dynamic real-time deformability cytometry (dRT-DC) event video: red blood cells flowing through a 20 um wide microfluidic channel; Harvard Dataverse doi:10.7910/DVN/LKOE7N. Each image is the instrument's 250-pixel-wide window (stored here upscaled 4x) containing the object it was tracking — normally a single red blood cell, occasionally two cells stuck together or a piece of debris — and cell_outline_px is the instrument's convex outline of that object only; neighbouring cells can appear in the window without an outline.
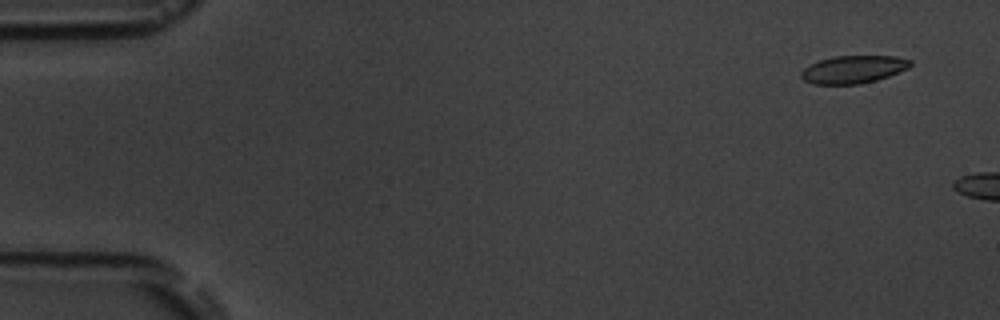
{"species": "common noctule bat (a hibernating species)", "species_latin": "Nyctalus noctula", "temperature_condition": "room temperature", "stored_images_in_passage": 3, "camera_frame_rate_fps": 3000, "um_per_image_px": 0.085, "animal": {"sex": "male", "body_mass_g": 19.5, "forearm_length_mm": 54.6}, "frame": {"image": 1, "passage_image": 1, "time_ms": 0.0, "image_size_px": [1000, 320], "cell_outline_px": [[912, 64], [908, 68], [888, 76], [876, 80], [860, 84], [812, 84], [804, 80], [800, 76], [800, 72], [804, 68], [820, 60], [836, 56], [896, 56], [912, 60]], "centroid_in_image_um": [72.54, 5.9], "position_along_channel_um": 12.5, "area_um2": 17.57}}